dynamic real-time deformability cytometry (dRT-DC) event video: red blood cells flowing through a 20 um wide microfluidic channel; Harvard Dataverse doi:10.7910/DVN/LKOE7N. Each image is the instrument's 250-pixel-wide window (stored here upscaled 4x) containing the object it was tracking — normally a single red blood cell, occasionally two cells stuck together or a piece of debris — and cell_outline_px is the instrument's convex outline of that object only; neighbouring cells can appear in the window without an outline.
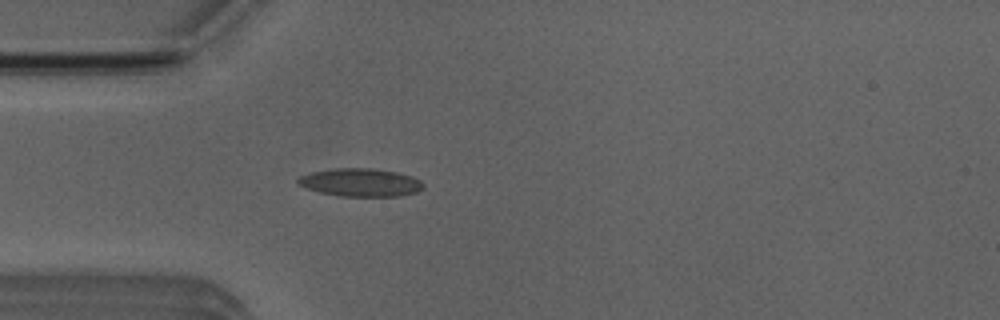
{"species": "Egyptian fruit bat (a non-hibernating species)", "species_latin": "Rousettus aegyptiacus", "temperature_condition": "room temperature", "stored_images_in_passage": 4, "camera_frame_rate_fps": 3000, "um_per_image_px": 0.085, "animal": {"sex": "male"}, "frame": {"image": 1, "passage_image": 4, "time_ms": 4.333, "image_size_px": [1000, 320], "cell_outline_px": [[424, 188], [416, 192], [400, 196], [336, 196], [320, 192], [308, 188], [300, 184], [296, 180], [300, 176], [312, 172], [336, 168], [372, 168], [396, 172], [412, 176], [420, 180], [424, 184]], "centroid_in_image_um": [30.68, 15.51], "position_along_channel_um": 54.3, "area_um2": 20.4}}